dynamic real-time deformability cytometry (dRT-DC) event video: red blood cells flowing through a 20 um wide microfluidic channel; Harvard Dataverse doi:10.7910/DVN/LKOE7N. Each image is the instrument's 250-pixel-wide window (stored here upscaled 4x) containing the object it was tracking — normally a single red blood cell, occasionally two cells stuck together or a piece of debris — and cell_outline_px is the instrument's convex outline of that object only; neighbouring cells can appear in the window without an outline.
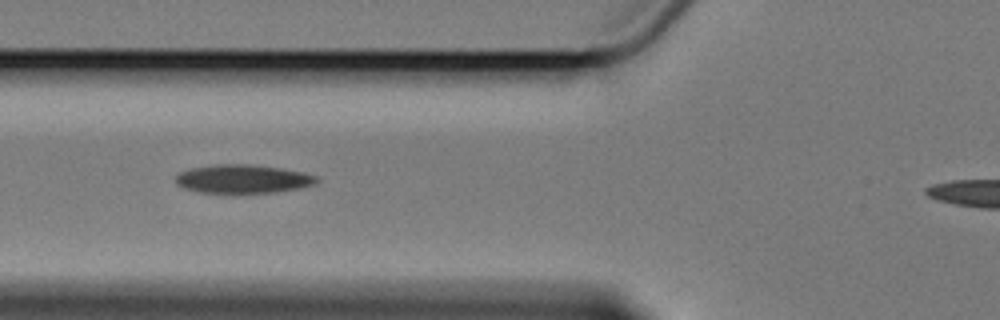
{"species": "Egyptian fruit bat (a non-hibernating species)", "species_latin": "Rousettus aegyptiacus", "temperature_condition": "cold", "stored_images_in_passage": 7, "segment_of_instrument_passage": [1, 2], "camera_frame_rate_fps": 3000, "um_per_image_px": 0.085, "animal": {"sex": "female"}, "frame": {"image": 1, "passage_image": 2, "time_ms": 1.333, "image_size_px": [1000, 320], "cell_outline_px": [[320, 180], [316, 184], [276, 192], [200, 192], [184, 188], [176, 184], [176, 176], [180, 172], [192, 168], [216, 164], [252, 164], [280, 168], [304, 172], [316, 176]], "centroid_in_image_um": [20.66, 15.19], "position_along_channel_um": 105.1, "area_um2": 23.24}}
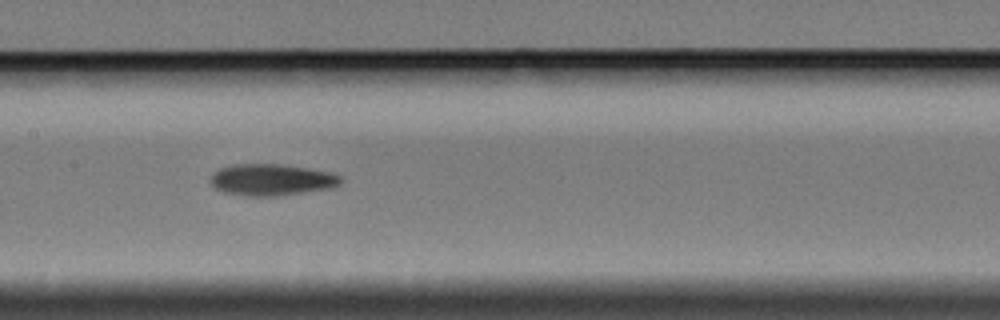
{"frame": {"image": 2, "passage_image": 4, "time_ms": 3.667, "image_size_px": [1000, 320], "cell_outline_px": [[344, 180], [340, 184], [332, 188], [276, 196], [248, 196], [224, 192], [216, 188], [208, 180], [212, 172], [220, 168], [232, 164], [280, 164], [308, 168], [328, 172], [340, 176]], "centroid_in_image_um": [23.06, 15.27], "position_along_channel_um": 184.3, "area_um2": 24.04}}
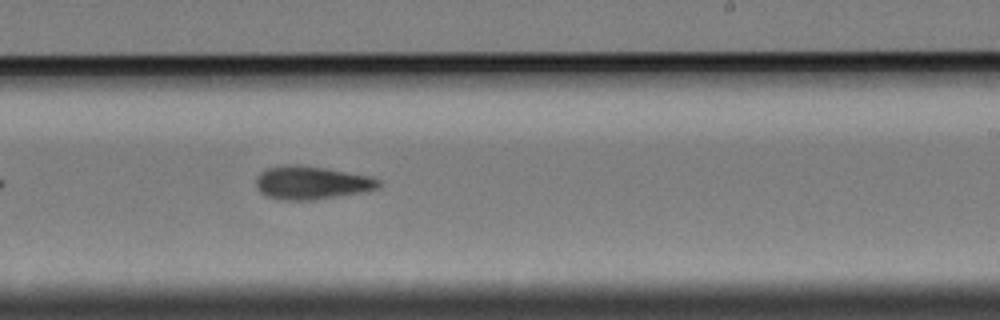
{"frame": {"image": 3, "passage_image": 6, "time_ms": 6.0, "image_size_px": [1000, 320], "cell_outline_px": [[380, 188], [340, 196], [316, 200], [280, 200], [268, 196], [260, 192], [256, 188], [256, 176], [260, 172], [268, 168], [296, 164], [328, 168], [368, 176], [380, 180]], "centroid_in_image_um": [26.47, 15.54], "position_along_channel_um": 262.5, "area_um2": 23.76}}